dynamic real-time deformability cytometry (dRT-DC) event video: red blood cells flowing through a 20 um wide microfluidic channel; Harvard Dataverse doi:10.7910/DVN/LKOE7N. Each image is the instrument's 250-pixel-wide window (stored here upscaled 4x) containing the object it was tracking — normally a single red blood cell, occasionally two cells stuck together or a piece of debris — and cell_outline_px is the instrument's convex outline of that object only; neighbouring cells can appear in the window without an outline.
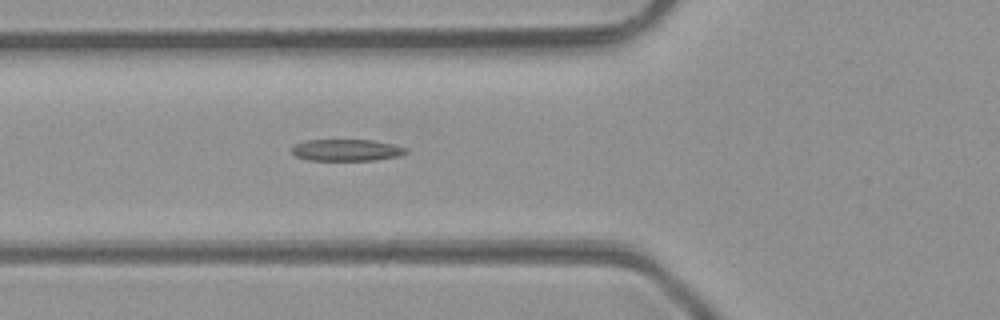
{"species": "common noctule bat (a hibernating species)", "species_latin": "Nyctalus noctula", "temperature_condition": "room temperature", "stored_images_in_passage": 34, "camera_frame_rate_fps": 3000, "um_per_image_px": 0.085, "animal": {"sex": "male", "body_mass_g": 23.1, "forearm_length_mm": 52.7}, "frame": {"image": 1, "passage_image": 4, "time_ms": 1.0, "image_size_px": [1000, 320], "cell_outline_px": [[408, 152], [400, 156], [376, 160], [308, 160], [296, 156], [292, 152], [292, 148], [296, 144], [304, 140], [372, 140], [392, 144], [408, 148]], "centroid_in_image_um": [29.49, 12.76], "position_along_channel_um": 96.3, "area_um2": 14.45}}
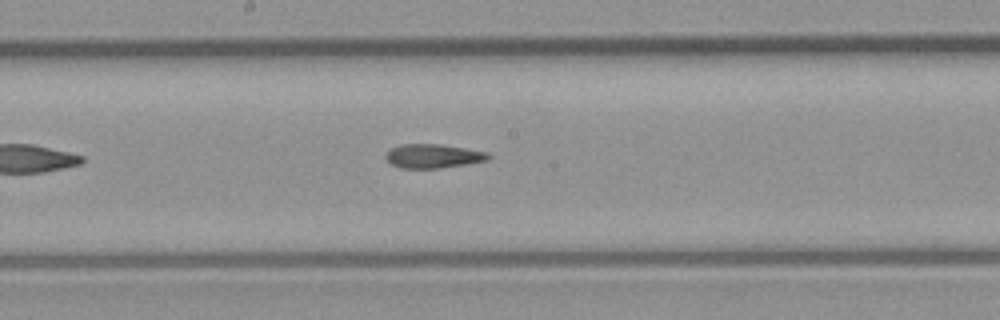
{"frame": {"image": 2, "passage_image": 12, "time_ms": 3.667, "image_size_px": [1000, 320], "cell_outline_px": [[492, 156], [488, 160], [468, 164], [440, 168], [400, 168], [392, 164], [384, 156], [392, 148], [400, 144], [440, 144], [488, 152]], "centroid_in_image_um": [36.85, 13.27], "position_along_channel_um": 211.4, "area_um2": 14.33}}
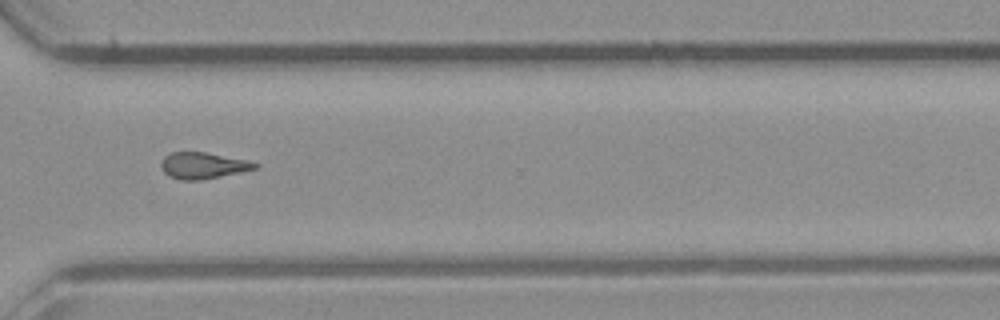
{"frame": {"image": 3, "passage_image": 22, "time_ms": 7.0, "image_size_px": [1000, 320], "cell_outline_px": [[260, 168], [200, 180], [180, 180], [168, 176], [160, 168], [160, 160], [164, 156], [172, 152], [204, 152], [244, 160], [260, 164]], "centroid_in_image_um": [17.2, 14.08], "position_along_channel_um": 353.4, "area_um2": 14.39}, "authors_computed_cell_mechanics": {"area_um2": 14.3922, "velocity_mm_per_s": 4.2698, "shape_relaxation_time_tau1_ms": null, "shape_relaxation_time_tau2_ms": 4.6905, "deformation_change_tau1": null, "deformation_change_tau2": 0.1538}}